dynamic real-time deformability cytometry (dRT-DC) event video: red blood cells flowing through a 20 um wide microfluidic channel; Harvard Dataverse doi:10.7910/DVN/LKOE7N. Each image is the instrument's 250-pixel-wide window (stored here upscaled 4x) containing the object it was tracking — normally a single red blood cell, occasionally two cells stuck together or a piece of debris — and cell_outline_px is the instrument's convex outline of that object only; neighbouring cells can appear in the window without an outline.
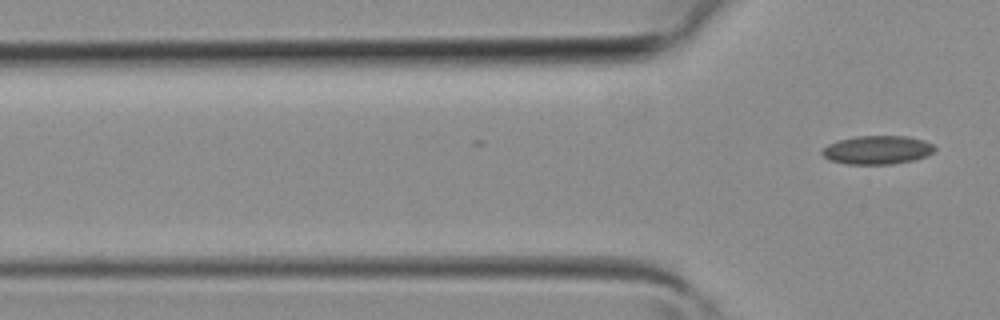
{"species": "common noctule bat (a hibernating species)", "species_latin": "Nyctalus noctula", "temperature_condition": "room temperature", "stored_images_in_passage": 2, "camera_frame_rate_fps": 3000, "um_per_image_px": 0.085, "animal": {"sex": "female", "body_mass_g": 19.3, "forearm_length_mm": 54.1}, "frame": {"image": 1, "passage_image": 2, "time_ms": 0.333, "image_size_px": [1000, 320], "cell_outline_px": [[936, 148], [932, 152], [924, 156], [912, 160], [892, 164], [844, 164], [828, 160], [820, 152], [828, 144], [840, 140], [856, 136], [908, 136], [924, 140], [932, 144]], "centroid_in_image_um": [74.54, 12.74], "position_along_channel_um": 51.3, "area_um2": 18.67}}